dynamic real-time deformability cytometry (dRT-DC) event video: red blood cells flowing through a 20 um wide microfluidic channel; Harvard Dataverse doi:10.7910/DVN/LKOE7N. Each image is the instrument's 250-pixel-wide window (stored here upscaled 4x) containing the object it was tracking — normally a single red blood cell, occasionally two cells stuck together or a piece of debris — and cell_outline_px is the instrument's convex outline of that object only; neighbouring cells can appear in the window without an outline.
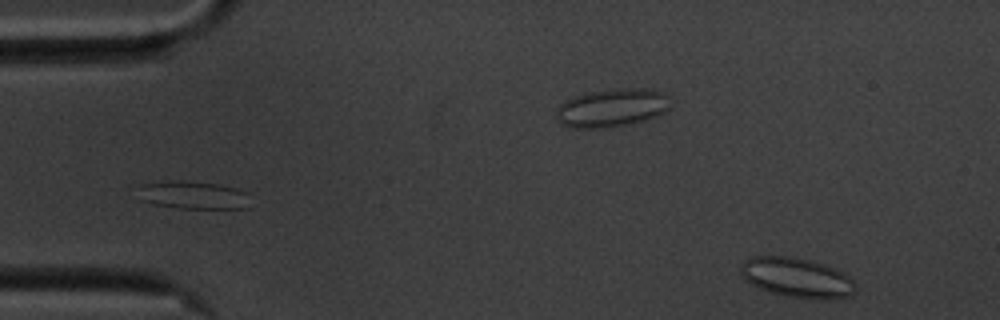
{"species": "common noctule bat (a hibernating species)", "species_latin": "Nyctalus noctula", "temperature_condition": "cold", "stored_images_in_passage": 12, "segment_of_instrument_passage": [1, 2], "camera_frame_rate_fps": 3000, "um_per_image_px": 0.085, "animal": {"sex": "male", "body_mass_g": 20.1, "forearm_length_mm": 53.5}, "frame": {"image": 1, "passage_image": 1, "time_ms": 0.0, "image_size_px": [1000, 320], "cell_outline_px": [[856, 292], [848, 296], [788, 296], [772, 292], [760, 288], [752, 284], [740, 272], [740, 264], [752, 256], [788, 256], [808, 260], [824, 264], [836, 268], [844, 272], [856, 284]], "centroid_in_image_um": [67.71, 23.54], "position_along_channel_um": 17.3, "area_um2": 25.61}}